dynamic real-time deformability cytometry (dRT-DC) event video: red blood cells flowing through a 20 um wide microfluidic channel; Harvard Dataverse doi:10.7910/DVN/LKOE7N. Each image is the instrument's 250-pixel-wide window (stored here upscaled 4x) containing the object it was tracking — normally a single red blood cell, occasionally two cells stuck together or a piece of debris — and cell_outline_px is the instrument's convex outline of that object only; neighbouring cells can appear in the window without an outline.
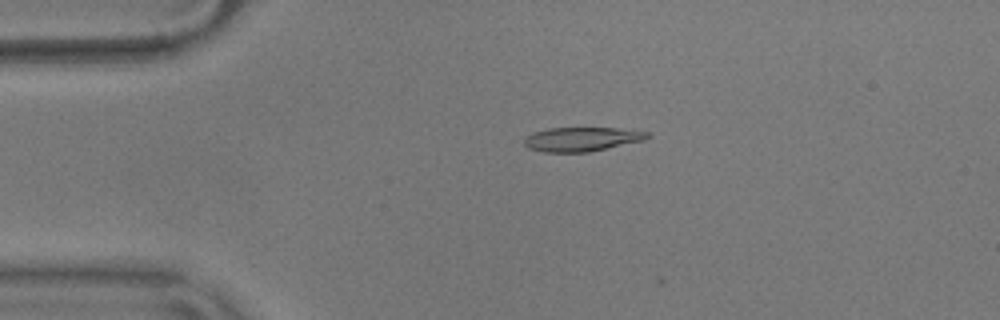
{"species": "common noctule bat (a hibernating species)", "species_latin": "Nyctalus noctula", "temperature_condition": "warm", "stored_images_in_passage": 45, "camera_frame_rate_fps": 3000, "um_per_image_px": 0.085, "animal": {"sex": "male", "body_mass_g": 17.9}, "frame": {"image": 1, "passage_image": 2, "time_ms": 0.333, "image_size_px": [1000, 320], "cell_outline_px": [[652, 136], [644, 140], [588, 152], [544, 152], [528, 148], [524, 144], [524, 140], [532, 132], [548, 128], [616, 128], [652, 132]], "centroid_in_image_um": [49.47, 11.82], "position_along_channel_um": 35.5, "area_um2": 17.34}}
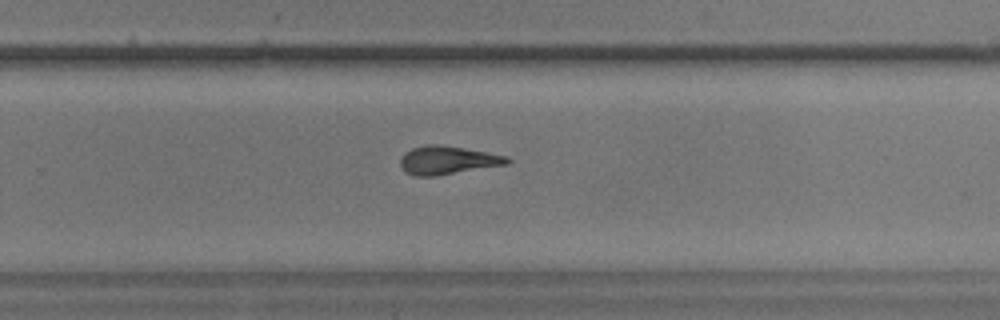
{"frame": {"image": 2, "passage_image": 26, "time_ms": 8.333, "image_size_px": [1000, 320], "cell_outline_px": [[512, 160], [508, 164], [432, 176], [416, 176], [404, 172], [400, 168], [400, 160], [404, 152], [412, 148], [428, 144], [436, 144], [464, 148], [508, 156]], "centroid_in_image_um": [38.01, 13.61], "position_along_channel_um": 291.8, "area_um2": 17.57}}
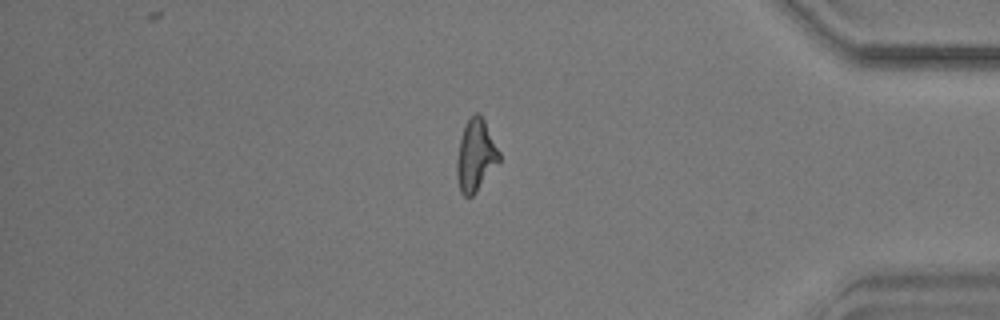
{"frame": {"image": 3, "passage_image": 37, "time_ms": 12.0, "image_size_px": [1000, 320], "cell_outline_px": [[500, 160], [476, 192], [472, 196], [464, 196], [460, 192], [456, 176], [456, 160], [460, 140], [464, 128], [468, 120], [476, 112], [480, 112], [500, 152]], "centroid_in_image_um": [40.42, 13.23], "position_along_channel_um": 394.8, "area_um2": 17.57}, "authors_computed_cell_mechanics": {"area_um2": 17.5712, "velocity_mm_per_s": 3.6353, "shape_relaxation_time_tau1_ms": 5.1333, "shape_relaxation_time_tau2_ms": 2.5278, "deformation_change_tau1": 0.1559, "deformation_change_tau2": 0.1155}}